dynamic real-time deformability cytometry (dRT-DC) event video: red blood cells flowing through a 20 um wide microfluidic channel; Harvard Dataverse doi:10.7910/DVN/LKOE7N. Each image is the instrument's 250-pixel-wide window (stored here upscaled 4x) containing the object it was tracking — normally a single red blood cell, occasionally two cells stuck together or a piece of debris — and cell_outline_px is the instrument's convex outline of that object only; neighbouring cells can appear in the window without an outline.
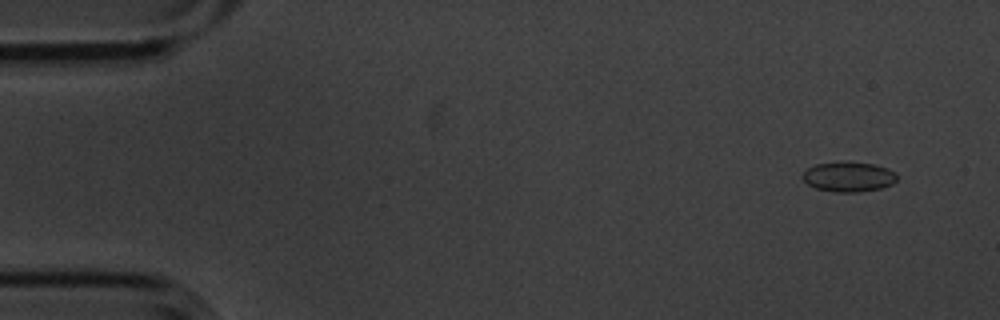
{"species": "common noctule bat (a hibernating species)", "species_latin": "Nyctalus noctula", "temperature_condition": "cold", "stored_images_in_passage": 5, "camera_frame_rate_fps": 3000, "um_per_image_px": 0.085, "animal": {"sex": "male", "body_mass_g": 20.1, "forearm_length_mm": 53.5}, "frame": {"image": 1, "passage_image": 1, "time_ms": 0.0, "image_size_px": [1000, 320], "cell_outline_px": [[896, 180], [892, 184], [880, 188], [860, 192], [832, 192], [816, 188], [808, 184], [804, 180], [804, 172], [808, 168], [816, 164], [872, 164], [888, 168], [896, 172]], "centroid_in_image_um": [72.16, 15.07], "position_along_channel_um": 12.8, "area_um2": 15.78}}
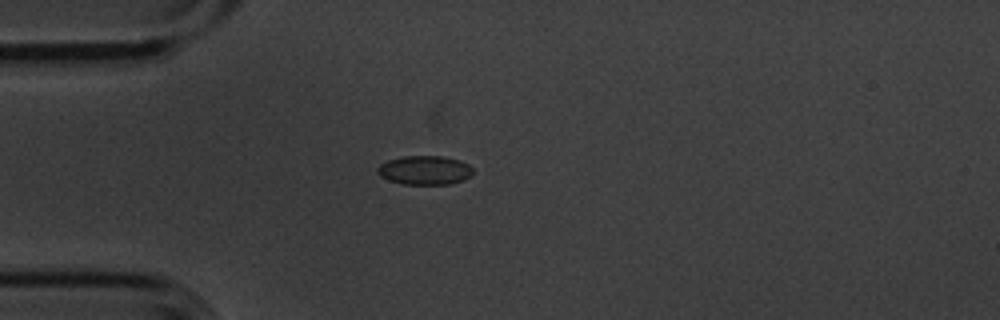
{"frame": {"image": 2, "passage_image": 4, "time_ms": 1.0, "image_size_px": [1000, 320], "cell_outline_px": [[472, 176], [464, 180], [448, 184], [404, 184], [388, 180], [380, 176], [376, 172], [376, 168], [380, 164], [388, 160], [404, 156], [440, 156], [460, 160], [468, 164], [472, 168]], "centroid_in_image_um": [36.09, 14.47], "position_along_channel_um": 48.9, "area_um2": 16.18}}